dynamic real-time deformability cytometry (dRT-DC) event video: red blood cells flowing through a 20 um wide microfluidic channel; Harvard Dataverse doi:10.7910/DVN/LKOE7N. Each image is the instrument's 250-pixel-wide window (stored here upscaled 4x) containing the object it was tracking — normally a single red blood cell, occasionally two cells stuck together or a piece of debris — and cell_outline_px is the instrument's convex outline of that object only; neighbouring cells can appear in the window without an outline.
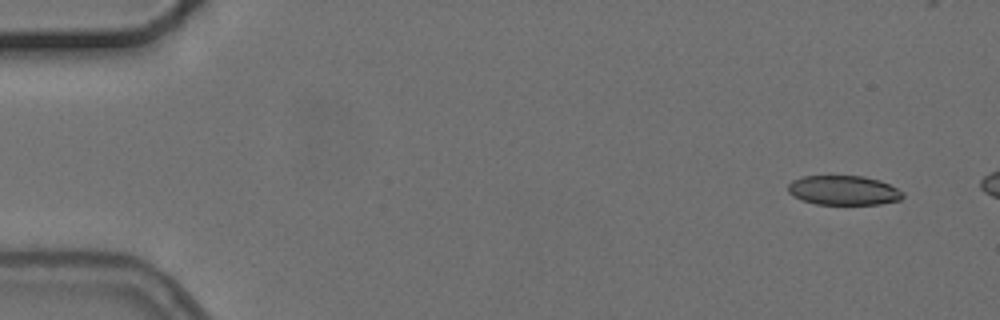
{"species": "common noctule bat (a hibernating species)", "species_latin": "Nyctalus noctula", "temperature_condition": "cold", "stored_images_in_passage": 2, "camera_frame_rate_fps": 3000, "um_per_image_px": 0.085, "animal": {"sex": "female", "body_mass_g": 24.6, "forearm_length_mm": 56.2}, "frame": {"image": 1, "passage_image": 1, "time_ms": 0.0, "image_size_px": [1000, 320], "cell_outline_px": [[904, 196], [900, 200], [880, 204], [816, 204], [792, 196], [788, 192], [788, 184], [792, 180], [800, 176], [864, 176], [880, 180], [904, 192]], "centroid_in_image_um": [71.69, 16.17], "position_along_channel_um": 13.3, "area_um2": 19.77}}